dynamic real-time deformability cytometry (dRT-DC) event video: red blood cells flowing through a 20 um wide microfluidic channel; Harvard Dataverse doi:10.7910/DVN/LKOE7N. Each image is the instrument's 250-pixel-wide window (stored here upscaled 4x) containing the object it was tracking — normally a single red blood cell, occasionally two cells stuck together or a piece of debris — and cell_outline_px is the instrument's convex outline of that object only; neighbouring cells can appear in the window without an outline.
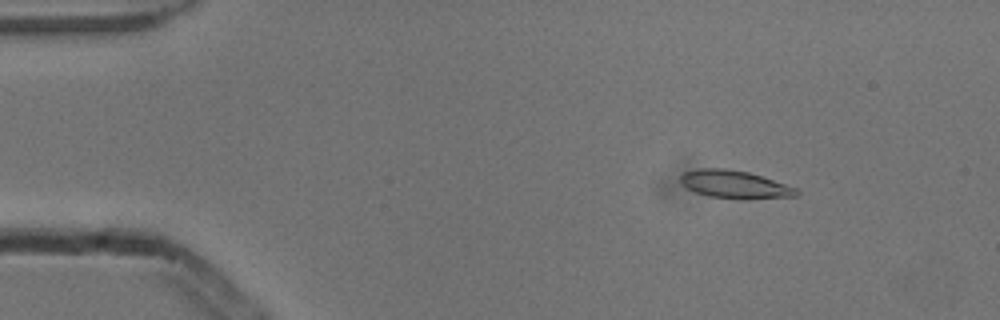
{"species": "common noctule bat (a hibernating species)", "species_latin": "Nyctalus noctula", "temperature_condition": "cold", "stored_images_in_passage": 53, "camera_frame_rate_fps": 3000, "um_per_image_px": 0.085, "animal": {"sex": "male", "body_mass_g": 13.3}, "frame": {"image": 1, "passage_image": 7, "time_ms": 2.0, "image_size_px": [1000, 320], "cell_outline_px": [[800, 192], [796, 196], [748, 200], [736, 200], [708, 196], [696, 192], [680, 184], [680, 176], [684, 172], [700, 168], [724, 168], [748, 172], [800, 188]], "centroid_in_image_um": [62.49, 15.7], "position_along_channel_um": 22.5, "area_um2": 19.31}}
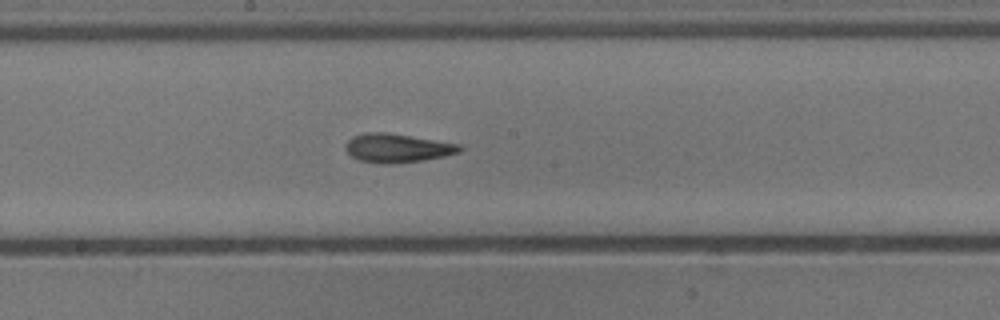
{"frame": {"image": 2, "passage_image": 28, "time_ms": 9.0, "image_size_px": [1000, 320], "cell_outline_px": [[464, 148], [460, 152], [444, 156], [424, 160], [392, 164], [384, 164], [360, 160], [352, 156], [344, 148], [348, 140], [352, 136], [364, 132], [388, 132], [464, 144]], "centroid_in_image_um": [33.82, 12.57], "position_along_channel_um": 214.4, "area_um2": 19.48}}
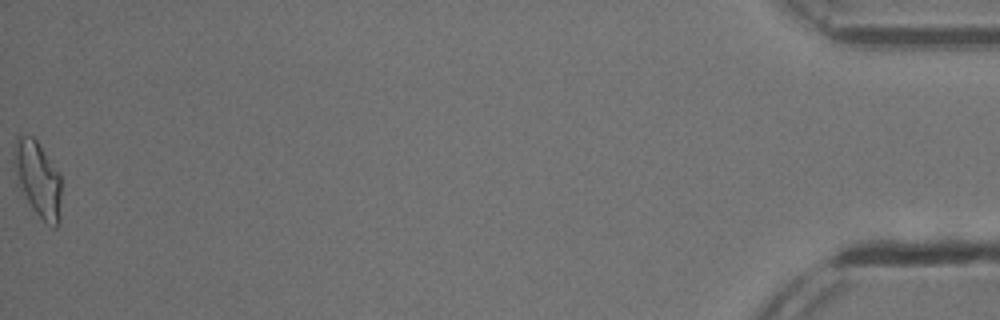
{"frame": {"image": 3, "passage_image": 53, "time_ms": 17.333, "image_size_px": [1000, 320], "cell_outline_px": [[60, 224], [56, 228], [52, 228], [32, 208], [20, 188], [12, 160], [12, 156], [16, 136], [32, 136], [36, 140], [60, 172]], "centroid_in_image_um": [3.22, 15.21], "position_along_channel_um": 432.0, "area_um2": 20.87}, "authors_computed_cell_mechanics": {"area_um2": 18.7272, "velocity_mm_per_s": 3.8716, "shape_relaxation_time_tau1_ms": 4.8304, "shape_relaxation_time_tau2_ms": 2.4718, "deformation_change_tau1": 0.158, "deformation_change_tau2": 0.1045}}